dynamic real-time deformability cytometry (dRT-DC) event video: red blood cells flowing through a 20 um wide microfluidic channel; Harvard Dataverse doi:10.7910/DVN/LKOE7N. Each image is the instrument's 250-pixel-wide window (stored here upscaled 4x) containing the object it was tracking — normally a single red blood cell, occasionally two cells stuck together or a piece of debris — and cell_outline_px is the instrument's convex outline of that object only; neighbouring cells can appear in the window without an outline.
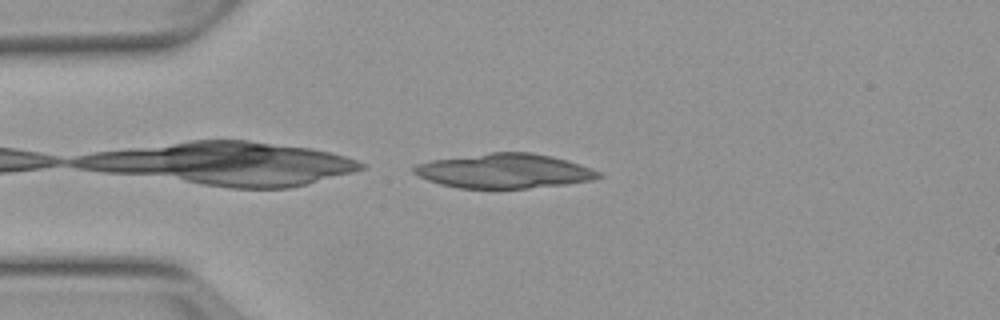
{"species": "Egyptian fruit bat (a non-hibernating species)", "species_latin": "Rousettus aegyptiacus", "temperature_condition": "warm", "stored_images_in_passage": 5, "camera_frame_rate_fps": 3000, "um_per_image_px": 0.085, "animal": {"sex": "female"}, "frame": {"image": 1, "passage_image": 2, "time_ms": 1.333, "image_size_px": [1000, 320], "cell_outline_px": [[604, 176], [592, 180], [568, 184], [528, 188], [460, 188], [440, 184], [428, 180], [412, 172], [412, 168], [416, 164], [432, 160], [488, 152], [532, 152], [552, 156], [568, 160], [592, 168], [600, 172]], "centroid_in_image_um": [42.9, 14.52], "position_along_channel_um": 42.1, "area_um2": 37.34}}